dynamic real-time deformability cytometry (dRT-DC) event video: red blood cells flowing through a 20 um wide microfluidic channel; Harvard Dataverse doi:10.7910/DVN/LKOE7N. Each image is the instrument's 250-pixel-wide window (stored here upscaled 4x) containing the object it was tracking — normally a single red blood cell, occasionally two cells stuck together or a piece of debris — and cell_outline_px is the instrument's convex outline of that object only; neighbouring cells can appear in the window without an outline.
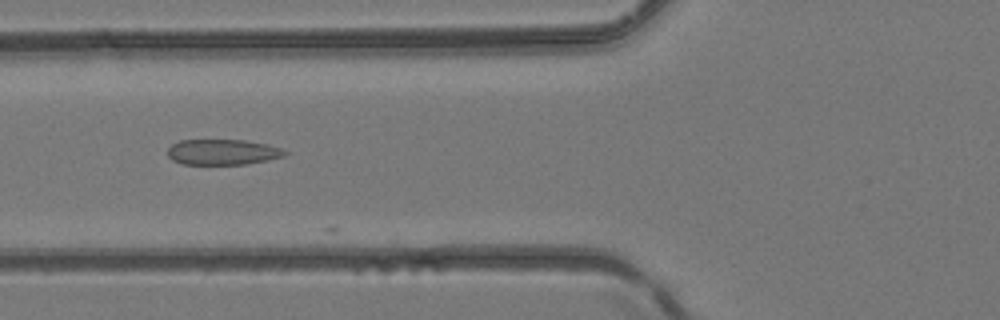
{"species": "common noctule bat (a hibernating species)", "species_latin": "Nyctalus noctula", "temperature_condition": "room temperature", "stored_images_in_passage": 5, "camera_frame_rate_fps": 3000, "um_per_image_px": 0.085, "animal": {"sex": "female", "body_mass_g": 24.6, "forearm_length_mm": 56.2}, "frame": {"image": 1, "passage_image": 5, "time_ms": 1.333, "image_size_px": [1000, 320], "cell_outline_px": [[288, 152], [284, 156], [268, 160], [244, 164], [180, 164], [172, 160], [168, 156], [168, 148], [172, 144], [180, 140], [244, 140], [264, 144], [280, 148]], "centroid_in_image_um": [18.88, 12.93], "position_along_channel_um": 106.9, "area_um2": 17.34}}